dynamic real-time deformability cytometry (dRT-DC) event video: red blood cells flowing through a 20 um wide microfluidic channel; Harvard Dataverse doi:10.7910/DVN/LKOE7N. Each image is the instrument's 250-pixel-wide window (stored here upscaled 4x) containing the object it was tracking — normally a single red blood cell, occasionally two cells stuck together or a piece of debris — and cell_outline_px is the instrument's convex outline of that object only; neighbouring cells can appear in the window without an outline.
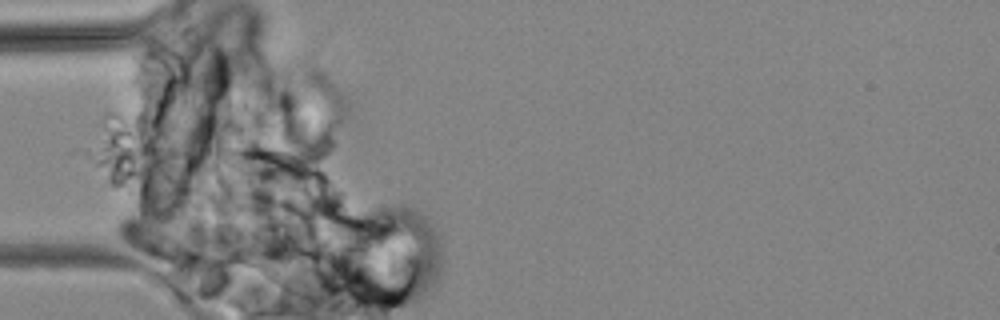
{"species": "common noctule bat (a hibernating species)", "species_latin": "Nyctalus noctula", "temperature_condition": "cold", "stored_images_in_passage": 2, "camera_frame_rate_fps": 3000, "um_per_image_px": 0.085, "animal": {"sex": "male", "body_mass_g": 19.2, "forearm_length_mm": 51.8}, "frame": {"image": 1, "passage_image": 1, "time_ms": 0.0, "image_size_px": [1000, 320], "cell_outline_px": [[228, 280], [224, 280], [184, 272], [128, 244], [116, 232], [116, 224], [120, 220], [128, 216], [132, 216], [220, 260], [228, 268]], "centroid_in_image_um": [14.45, 21.18], "position_along_channel_um": 70.5, "area_um2": 21.04}}